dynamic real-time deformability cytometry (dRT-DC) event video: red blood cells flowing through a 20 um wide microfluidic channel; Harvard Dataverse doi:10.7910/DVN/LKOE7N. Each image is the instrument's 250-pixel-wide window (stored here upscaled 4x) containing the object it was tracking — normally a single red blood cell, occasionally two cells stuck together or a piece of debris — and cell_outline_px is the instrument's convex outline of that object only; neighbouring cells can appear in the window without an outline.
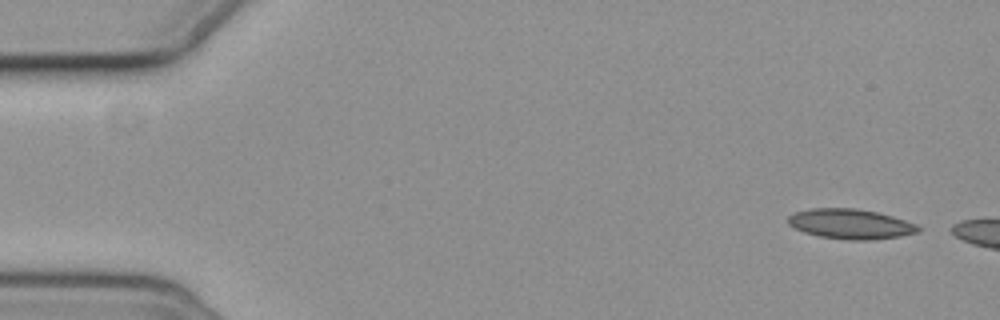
{"species": "common noctule bat (a hibernating species)", "species_latin": "Nyctalus noctula", "temperature_condition": "cold", "stored_images_in_passage": 2, "camera_frame_rate_fps": 3000, "um_per_image_px": 0.085, "animal": {"sex": "female", "body_mass_g": 19.3, "forearm_length_mm": 54.1}, "frame": {"image": 1, "passage_image": 1, "time_ms": 0.0, "image_size_px": [1000, 320], "cell_outline_px": [[920, 228], [916, 232], [900, 236], [872, 240], [848, 240], [820, 236], [804, 232], [788, 224], [788, 216], [796, 212], [812, 208], [856, 208], [876, 212], [892, 216], [916, 224]], "centroid_in_image_um": [72.28, 19.03], "position_along_channel_um": 12.7, "area_um2": 22.48}}